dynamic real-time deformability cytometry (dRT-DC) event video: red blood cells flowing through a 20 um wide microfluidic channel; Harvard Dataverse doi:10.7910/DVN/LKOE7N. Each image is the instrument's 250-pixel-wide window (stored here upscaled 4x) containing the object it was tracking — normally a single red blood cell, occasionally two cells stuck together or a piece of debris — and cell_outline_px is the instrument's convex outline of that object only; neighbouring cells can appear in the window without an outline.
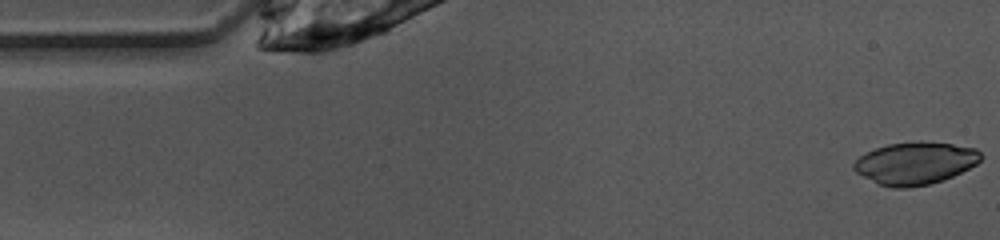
{"species": "common noctule bat (a hibernating species)", "species_latin": "Nyctalus noctula", "temperature_condition": "warm", "stored_images_in_passage": 8, "camera_frame_rate_fps": 3000, "um_per_image_px": 0.085, "animal": {"sex": "female", "body_mass_g": 10.0, "forearm_length_mm": 53.1}, "frame": {"image": 1, "passage_image": 1, "time_ms": 0.0, "image_size_px": [1000, 240], "cell_outline_px": [[980, 160], [976, 164], [952, 176], [928, 184], [908, 188], [892, 188], [880, 184], [856, 172], [852, 168], [852, 164], [864, 152], [888, 144], [952, 144], [976, 148], [980, 152]], "centroid_in_image_um": [77.75, 13.9], "position_along_channel_um": 7.3, "area_um2": 30.29}}